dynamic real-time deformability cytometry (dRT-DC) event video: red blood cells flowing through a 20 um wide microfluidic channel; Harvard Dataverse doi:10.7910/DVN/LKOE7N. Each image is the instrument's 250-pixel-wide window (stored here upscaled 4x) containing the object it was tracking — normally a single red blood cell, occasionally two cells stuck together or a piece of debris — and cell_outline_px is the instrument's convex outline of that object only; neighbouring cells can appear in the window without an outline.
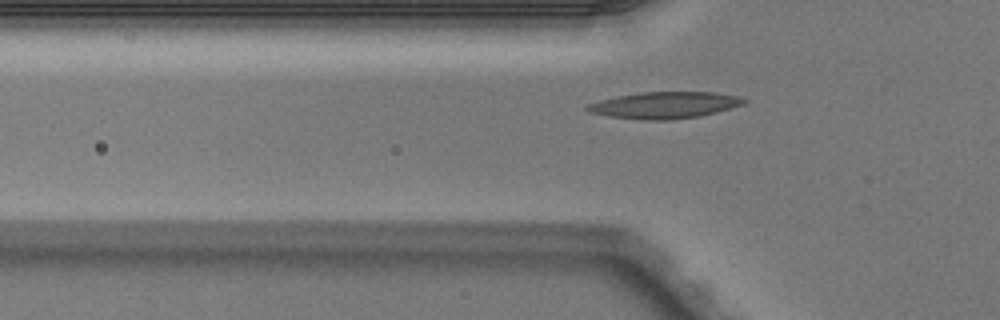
{"species": "Egyptian fruit bat (a non-hibernating species)", "species_latin": "Rousettus aegyptiacus", "temperature_condition": "warm", "stored_images_in_passage": 4, "camera_frame_rate_fps": 3000, "um_per_image_px": 0.085, "animal": {"sex": "male"}, "frame": {"image": 1, "passage_image": 4, "time_ms": 1.0, "image_size_px": [1000, 320], "cell_outline_px": [[748, 100], [744, 104], [716, 112], [700, 116], [668, 120], [640, 120], [608, 116], [592, 112], [584, 108], [588, 104], [600, 100], [640, 92], [716, 92], [736, 96]], "centroid_in_image_um": [56.5, 8.94], "position_along_channel_um": 69.3, "area_um2": 24.1}}